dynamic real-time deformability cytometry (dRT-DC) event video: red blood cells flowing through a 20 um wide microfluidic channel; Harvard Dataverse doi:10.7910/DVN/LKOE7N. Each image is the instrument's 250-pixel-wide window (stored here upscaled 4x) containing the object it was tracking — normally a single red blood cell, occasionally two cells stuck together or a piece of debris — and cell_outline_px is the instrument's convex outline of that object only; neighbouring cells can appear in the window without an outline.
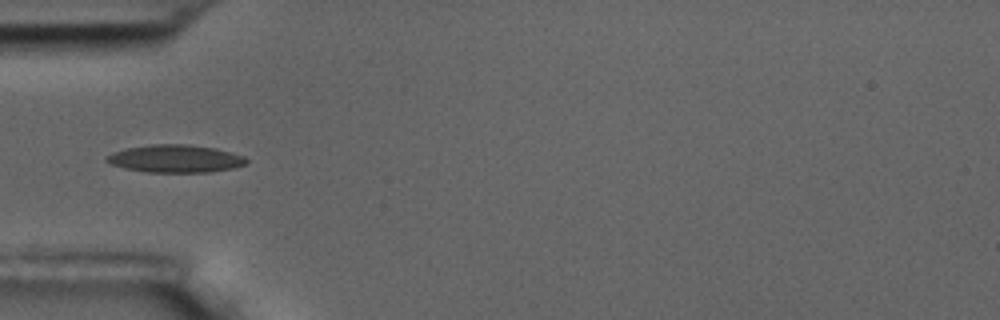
{"species": "common noctule bat (a hibernating species)", "species_latin": "Nyctalus noctula", "temperature_condition": "room temperature", "stored_images_in_passage": 8, "camera_frame_rate_fps": 3000, "um_per_image_px": 0.085, "animal": {"sex": "male", "body_mass_g": 17.5, "forearm_length_mm": 52.3}, "frame": {"image": 1, "passage_image": 5, "time_ms": 1.333, "image_size_px": [1000, 320], "cell_outline_px": [[248, 160], [244, 164], [232, 168], [208, 172], [148, 172], [124, 168], [112, 164], [104, 160], [104, 156], [112, 152], [124, 148], [152, 144], [184, 144], [216, 148], [244, 156]], "centroid_in_image_um": [14.85, 13.48], "position_along_channel_um": 70.2, "area_um2": 22.54}}
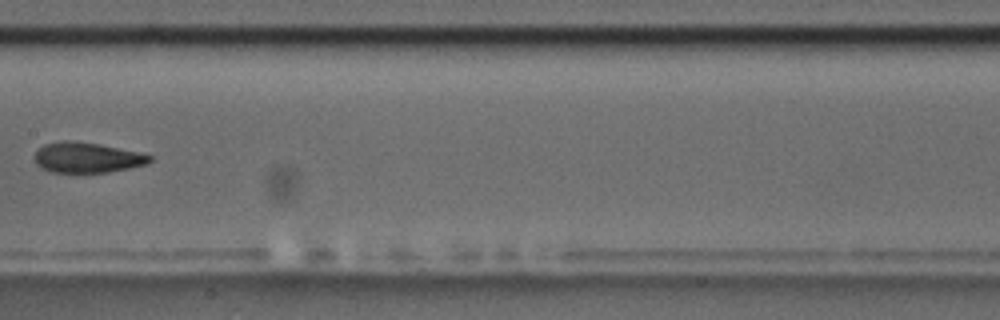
{"frame": {"image": 2, "passage_image": 8, "time_ms": 2.333, "image_size_px": [1000, 320], "cell_outline_px": [[152, 160], [148, 164], [108, 172], [76, 176], [52, 172], [40, 168], [36, 164], [36, 152], [44, 144], [64, 140], [96, 144], [136, 152], [152, 156]], "centroid_in_image_um": [7.35, 13.46], "position_along_channel_um": 200.0, "area_um2": 20.69}}